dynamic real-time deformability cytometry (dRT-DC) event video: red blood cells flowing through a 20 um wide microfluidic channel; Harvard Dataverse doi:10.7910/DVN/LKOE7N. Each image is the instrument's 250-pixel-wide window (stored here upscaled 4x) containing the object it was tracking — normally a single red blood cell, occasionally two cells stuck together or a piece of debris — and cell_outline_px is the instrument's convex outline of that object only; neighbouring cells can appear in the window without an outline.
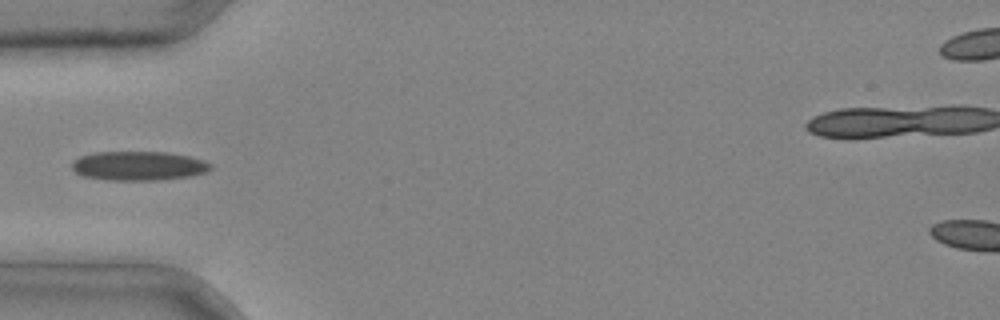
{"species": "common noctule bat (a hibernating species)", "species_latin": "Nyctalus noctula", "temperature_condition": "cold", "stored_images_in_passage": 3, "camera_frame_rate_fps": 3000, "um_per_image_px": 0.085, "animal": {"sex": "male", "body_mass_g": 20.4}, "frame": {"image": 1, "passage_image": 3, "time_ms": 0.667, "image_size_px": [1000, 320], "cell_outline_px": [[212, 168], [208, 172], [192, 176], [156, 180], [108, 180], [80, 176], [72, 168], [72, 160], [80, 156], [96, 152], [168, 152], [188, 156], [204, 160], [212, 164]], "centroid_in_image_um": [11.79, 14.1], "position_along_channel_um": 73.2, "area_um2": 23.81}}